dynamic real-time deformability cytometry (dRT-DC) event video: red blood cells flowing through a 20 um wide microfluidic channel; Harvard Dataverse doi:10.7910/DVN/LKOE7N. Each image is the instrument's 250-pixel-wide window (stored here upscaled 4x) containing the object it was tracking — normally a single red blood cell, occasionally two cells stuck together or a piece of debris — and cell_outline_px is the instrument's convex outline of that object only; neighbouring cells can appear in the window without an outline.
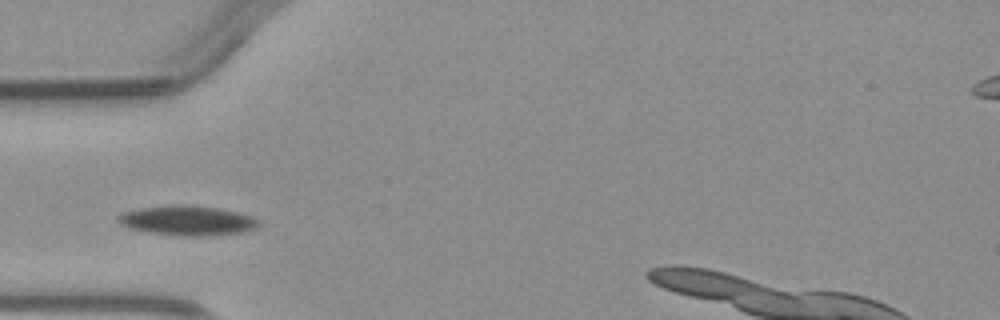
{"species": "common noctule bat (a hibernating species)", "species_latin": "Nyctalus noctula", "temperature_condition": "warm", "stored_images_in_passage": 1, "camera_frame_rate_fps": 3000, "um_per_image_px": 0.085, "animal": {"sex": "male", "body_mass_g": 23.1, "forearm_length_mm": 52.7}, "frame": {"image": 1, "passage_image": 1, "time_ms": 0.0, "image_size_px": [1000, 320], "cell_outline_px": [[260, 224], [256, 228], [248, 232], [208, 236], [176, 236], [148, 232], [128, 228], [120, 224], [116, 220], [116, 216], [120, 212], [136, 208], [172, 204], [188, 204], [220, 208], [240, 212], [252, 216], [260, 220]], "centroid_in_image_um": [15.92, 18.74], "position_along_channel_um": 69.1, "area_um2": 25.32}}